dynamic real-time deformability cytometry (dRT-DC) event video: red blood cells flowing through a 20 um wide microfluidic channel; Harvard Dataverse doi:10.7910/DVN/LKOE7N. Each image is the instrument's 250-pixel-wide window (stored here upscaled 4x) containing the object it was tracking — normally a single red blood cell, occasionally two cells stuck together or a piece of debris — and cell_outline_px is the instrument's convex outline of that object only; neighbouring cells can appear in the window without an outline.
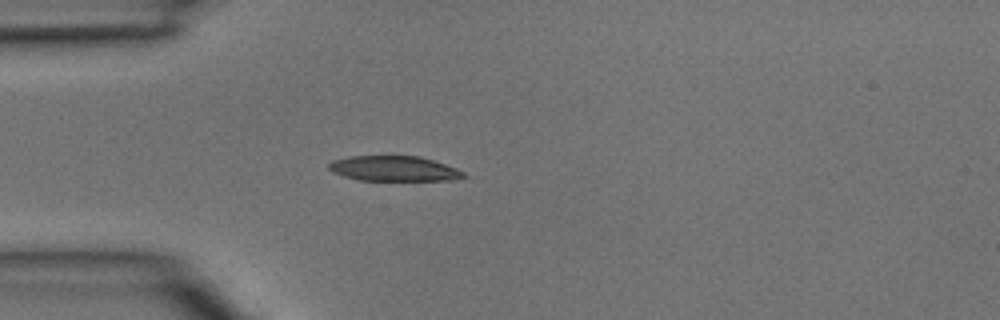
{"species": "common noctule bat (a hibernating species)", "species_latin": "Nyctalus noctula", "temperature_condition": "room temperature", "stored_images_in_passage": 3, "camera_frame_rate_fps": 3000, "um_per_image_px": 0.085, "animal": {"sex": "male", "body_mass_g": 15.6}, "frame": {"image": 1, "passage_image": 3, "time_ms": 0.667, "image_size_px": [1000, 320], "cell_outline_px": [[468, 176], [452, 180], [360, 180], [344, 176], [332, 172], [328, 168], [328, 164], [332, 160], [348, 156], [420, 156], [456, 168], [464, 172]], "centroid_in_image_um": [33.47, 14.33], "position_along_channel_um": 51.5, "area_um2": 19.71}}